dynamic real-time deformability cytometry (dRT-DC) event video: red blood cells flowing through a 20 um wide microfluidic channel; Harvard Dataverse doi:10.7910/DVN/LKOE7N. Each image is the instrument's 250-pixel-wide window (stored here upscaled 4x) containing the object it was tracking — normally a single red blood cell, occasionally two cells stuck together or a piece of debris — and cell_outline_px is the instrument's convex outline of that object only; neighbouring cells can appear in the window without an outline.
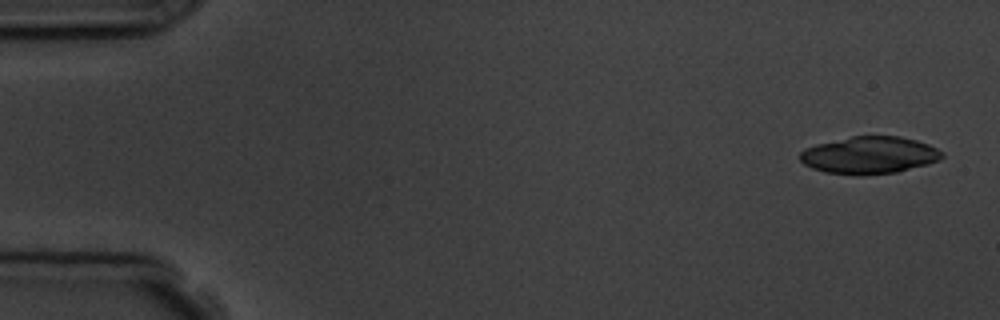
{"species": "common noctule bat (a hibernating species)", "species_latin": "Nyctalus noctula", "temperature_condition": "room temperature", "stored_images_in_passage": 6, "camera_frame_rate_fps": 3000, "um_per_image_px": 0.085, "animal": {"sex": "male", "body_mass_g": 19.5, "forearm_length_mm": 54.6}, "frame": {"image": 1, "passage_image": 1, "time_ms": 0.0, "image_size_px": [1000, 320], "cell_outline_px": [[944, 156], [940, 160], [928, 164], [896, 172], [864, 176], [860, 176], [824, 172], [812, 168], [804, 164], [800, 160], [800, 152], [804, 148], [816, 144], [852, 136], [900, 136], [916, 140], [928, 144], [944, 152]], "centroid_in_image_um": [73.9, 13.2], "position_along_channel_um": 11.1, "area_um2": 31.1}}